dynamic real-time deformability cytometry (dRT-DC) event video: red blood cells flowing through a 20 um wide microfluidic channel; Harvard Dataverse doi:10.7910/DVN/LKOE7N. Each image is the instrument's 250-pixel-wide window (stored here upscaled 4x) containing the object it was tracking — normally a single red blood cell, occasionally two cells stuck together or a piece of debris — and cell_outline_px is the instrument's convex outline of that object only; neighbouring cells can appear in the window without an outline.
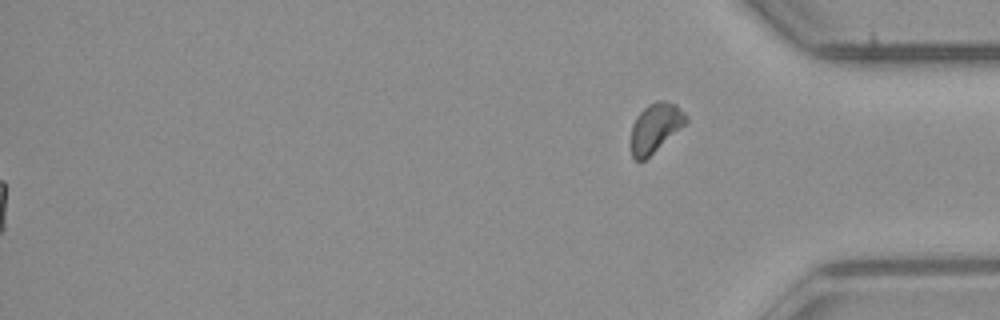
{"species": "common noctule bat (a hibernating species)", "species_latin": "Nyctalus noctula", "temperature_condition": "room temperature", "stored_images_in_passage": 54, "segment_of_instrument_passage": [2, 2], "camera_frame_rate_fps": 3000, "um_per_image_px": 0.085, "animal": {"sex": "male", "body_mass_g": 23.1, "forearm_length_mm": 52.7}, "frame": {"image": 1, "passage_image": 54, "time_ms": 17.667, "image_size_px": [1000, 320], "cell_outline_px": [[688, 120], [680, 128], [644, 160], [636, 160], [632, 156], [632, 124], [636, 116], [648, 104], [656, 100], [664, 100], [676, 104], [688, 116]], "centroid_in_image_um": [55.71, 10.8], "position_along_channel_um": 379.5, "area_um2": 15.37}}